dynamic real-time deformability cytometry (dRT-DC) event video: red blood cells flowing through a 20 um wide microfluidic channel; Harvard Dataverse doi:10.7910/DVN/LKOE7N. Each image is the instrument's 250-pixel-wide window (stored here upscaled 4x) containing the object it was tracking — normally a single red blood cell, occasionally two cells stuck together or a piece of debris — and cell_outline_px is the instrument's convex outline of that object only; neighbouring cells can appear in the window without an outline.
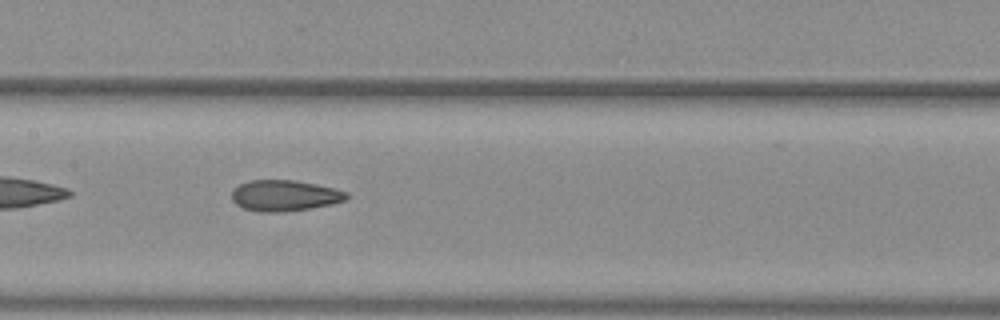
{"species": "common noctule bat (a hibernating species)", "species_latin": "Nyctalus noctula", "temperature_condition": "warm", "stored_images_in_passage": 54, "camera_frame_rate_fps": 3000, "um_per_image_px": 0.085, "animal": {"sex": "female", "body_mass_g": 29.2, "forearm_length_mm": 56.3}, "frame": {"image": 1, "passage_image": 28, "time_ms": 9.0, "image_size_px": [1000, 320], "cell_outline_px": [[348, 200], [332, 204], [284, 212], [260, 212], [244, 208], [236, 204], [232, 200], [232, 192], [240, 184], [248, 180], [296, 180], [316, 184], [348, 192]], "centroid_in_image_um": [24.2, 16.62], "position_along_channel_um": 183.2, "area_um2": 20.69}}
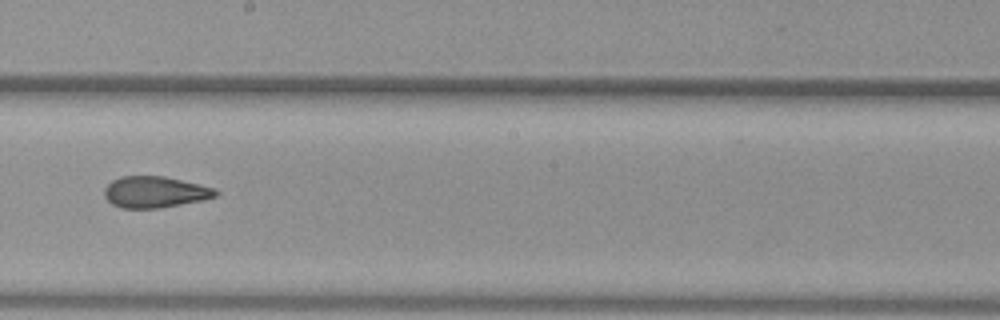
{"frame": {"image": 2, "passage_image": 32, "time_ms": 10.333, "image_size_px": [1000, 320], "cell_outline_px": [[220, 192], [216, 196], [204, 200], [160, 208], [120, 208], [112, 204], [104, 196], [104, 188], [112, 180], [120, 176], [164, 176], [216, 188]], "centroid_in_image_um": [13.17, 16.32], "position_along_channel_um": 235.0, "area_um2": 20.46}}
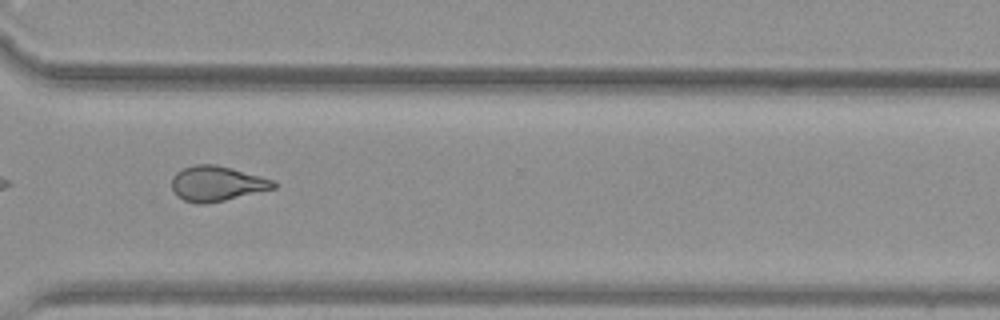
{"frame": {"image": 3, "passage_image": 41, "time_ms": 13.333, "image_size_px": [1000, 320], "cell_outline_px": [[276, 188], [224, 200], [204, 204], [196, 204], [184, 200], [176, 196], [172, 188], [172, 176], [176, 172], [184, 168], [196, 164], [216, 164], [232, 168], [276, 180]], "centroid_in_image_um": [18.43, 15.6], "position_along_channel_um": 352.2, "area_um2": 20.92}, "authors_computed_cell_mechanics": {"area_um2": 21.964, "velocity_mm_per_s": 3.9051, "shape_relaxation_time_tau1_ms": null, "shape_relaxation_time_tau2_ms": 1.8966, "deformation_change_tau1": null, "deformation_change_tau2": 0.0986}}